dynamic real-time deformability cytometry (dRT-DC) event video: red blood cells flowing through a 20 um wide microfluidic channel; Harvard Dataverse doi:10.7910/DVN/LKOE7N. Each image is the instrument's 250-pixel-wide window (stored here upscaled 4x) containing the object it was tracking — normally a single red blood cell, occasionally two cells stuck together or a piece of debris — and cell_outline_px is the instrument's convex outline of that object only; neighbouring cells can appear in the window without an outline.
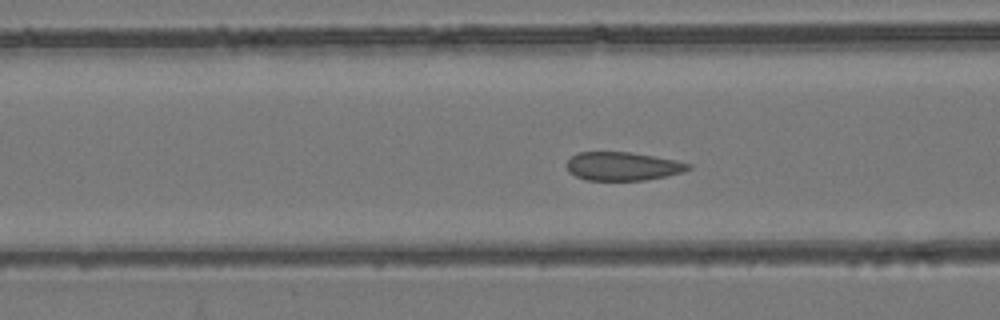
{"species": "common noctule bat (a hibernating species)", "species_latin": "Nyctalus noctula", "temperature_condition": "room temperature", "stored_images_in_passage": 54, "camera_frame_rate_fps": 3000, "um_per_image_px": 0.085, "animal": {"sex": "female", "body_mass_g": 24.6, "forearm_length_mm": 56.2}, "frame": {"image": 1, "passage_image": 22, "time_ms": 7.0, "image_size_px": [1000, 320], "cell_outline_px": [[692, 168], [684, 172], [644, 180], [584, 180], [568, 172], [564, 164], [576, 152], [632, 152], [676, 160], [692, 164]], "centroid_in_image_um": [52.91, 14.13], "position_along_channel_um": 113.7, "area_um2": 20.4}}
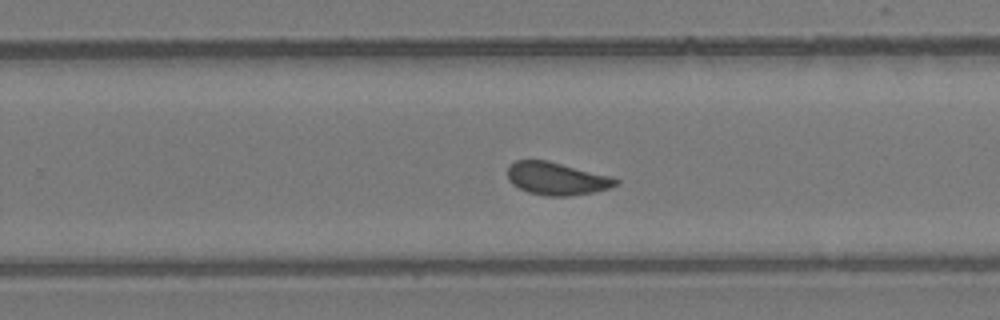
{"frame": {"image": 2, "passage_image": 35, "time_ms": 11.333, "image_size_px": [1000, 320], "cell_outline_px": [[620, 184], [612, 188], [596, 192], [568, 196], [548, 196], [528, 192], [512, 184], [508, 180], [508, 164], [516, 160], [548, 160], [612, 176], [620, 180]], "centroid_in_image_um": [47.36, 15.18], "position_along_channel_um": 282.4, "area_um2": 20.98}}
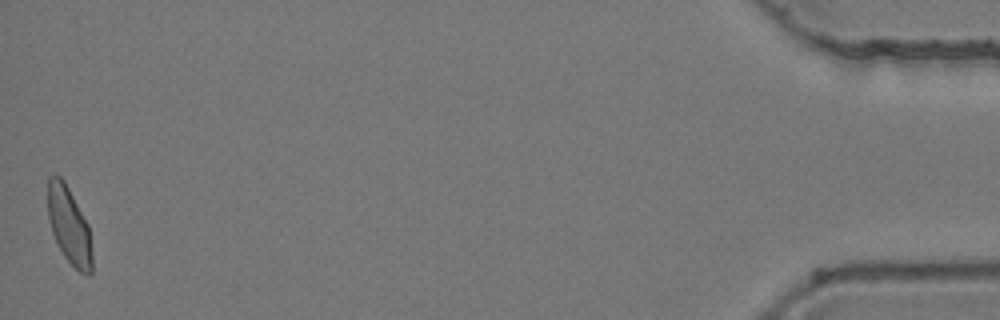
{"frame": {"image": 3, "passage_image": 54, "time_ms": 17.667, "image_size_px": [1000, 320], "cell_outline_px": [[92, 272], [88, 276], [80, 272], [64, 256], [52, 232], [48, 216], [48, 176], [56, 172], [64, 180], [88, 224], [92, 252]], "centroid_in_image_um": [5.87, 19.14], "position_along_channel_um": 429.3, "area_um2": 19.77}, "authors_computed_cell_mechanics": {"area_um2": 20.808, "velocity_mm_per_s": 3.9109, "shape_relaxation_time_tau1_ms": null, "shape_relaxation_time_tau2_ms": 0.7503, "deformation_change_tau1": null, "deformation_change_tau2": 0.058}}